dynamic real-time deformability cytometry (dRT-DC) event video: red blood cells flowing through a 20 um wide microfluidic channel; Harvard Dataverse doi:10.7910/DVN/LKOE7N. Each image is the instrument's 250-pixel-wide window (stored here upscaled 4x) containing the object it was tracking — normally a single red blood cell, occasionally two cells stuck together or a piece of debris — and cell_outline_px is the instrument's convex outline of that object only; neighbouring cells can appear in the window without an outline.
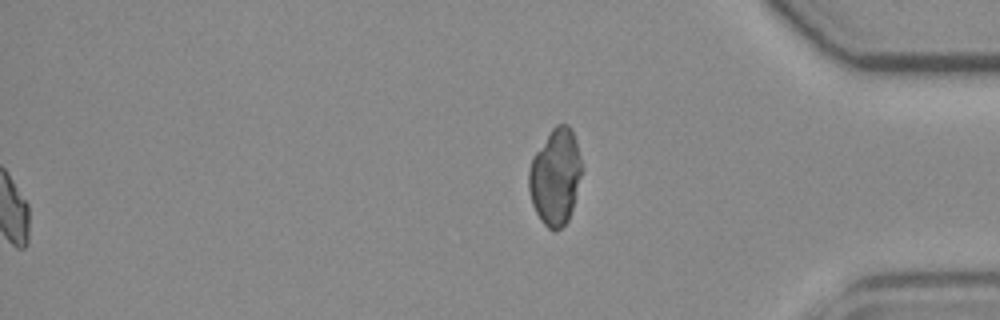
{"species": "common noctule bat (a hibernating species)", "species_latin": "Nyctalus noctula", "temperature_condition": "room temperature", "stored_images_in_passage": 43, "segment_of_instrument_passage": [2, 2], "camera_frame_rate_fps": 3000, "um_per_image_px": 0.085, "animal": {"sex": "female", "body_mass_g": 19.3, "forearm_length_mm": 54.1}, "frame": {"image": 1, "passage_image": 43, "time_ms": 14.0, "image_size_px": [1000, 320], "cell_outline_px": [[584, 168], [572, 208], [568, 220], [556, 232], [552, 232], [540, 220], [532, 204], [528, 188], [528, 172], [532, 156], [552, 128], [556, 124], [568, 124], [576, 140]], "centroid_in_image_um": [47.21, 15.03], "position_along_channel_um": 388.0, "area_um2": 30.11}}